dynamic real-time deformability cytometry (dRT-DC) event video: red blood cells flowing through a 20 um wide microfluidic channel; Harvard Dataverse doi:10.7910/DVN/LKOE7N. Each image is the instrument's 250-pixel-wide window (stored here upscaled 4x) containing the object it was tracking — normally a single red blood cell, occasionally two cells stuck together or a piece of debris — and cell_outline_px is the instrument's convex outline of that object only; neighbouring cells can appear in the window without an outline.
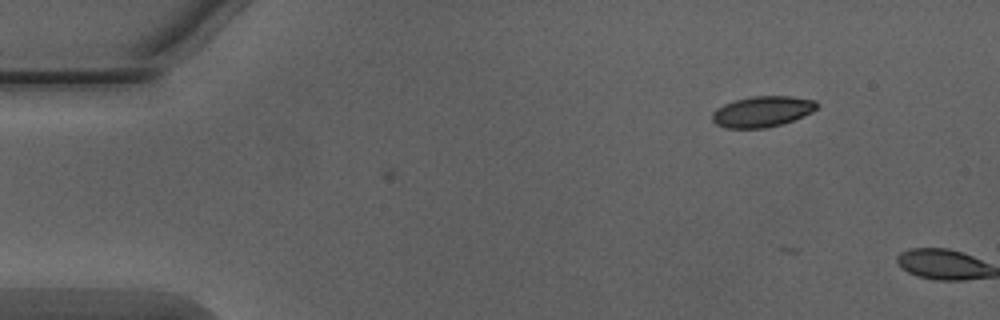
{"species": "Egyptian fruit bat (a non-hibernating species)", "species_latin": "Rousettus aegyptiacus", "temperature_condition": "warm", "stored_images_in_passage": 3, "camera_frame_rate_fps": 3000, "um_per_image_px": 0.085, "animal": {"sex": "male"}, "frame": {"image": 1, "passage_image": 2, "time_ms": 0.333, "image_size_px": [1000, 320], "cell_outline_px": [[820, 104], [812, 112], [804, 116], [784, 124], [764, 128], [724, 128], [716, 124], [712, 120], [712, 112], [716, 108], [724, 104], [736, 100], [752, 96], [792, 96], [816, 100]], "centroid_in_image_um": [64.81, 9.48], "position_along_channel_um": 20.2, "area_um2": 19.02}}